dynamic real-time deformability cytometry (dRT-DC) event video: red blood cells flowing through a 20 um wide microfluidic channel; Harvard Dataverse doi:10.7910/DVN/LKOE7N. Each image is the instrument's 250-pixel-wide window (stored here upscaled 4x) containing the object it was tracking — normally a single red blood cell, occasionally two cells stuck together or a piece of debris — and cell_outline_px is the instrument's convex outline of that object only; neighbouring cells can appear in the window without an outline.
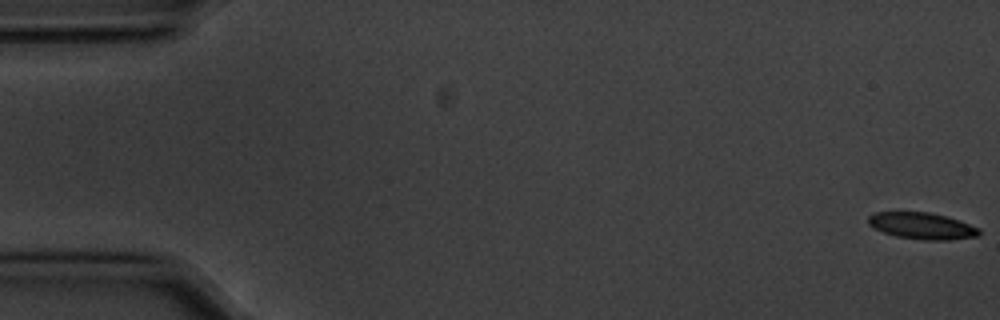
{"species": "common noctule bat (a hibernating species)", "species_latin": "Nyctalus noctula", "temperature_condition": "cold", "stored_images_in_passage": 56, "camera_frame_rate_fps": 3000, "um_per_image_px": 0.085, "animal": {"sex": "male", "body_mass_g": 20.1, "forearm_length_mm": 53.5}, "frame": {"image": 1, "passage_image": 1, "time_ms": 0.0, "image_size_px": [1000, 320], "cell_outline_px": [[980, 236], [948, 240], [928, 240], [896, 236], [872, 228], [868, 224], [868, 216], [872, 212], [928, 212], [948, 216], [960, 220], [980, 228]], "centroid_in_image_um": [78.38, 19.19], "position_along_channel_um": 6.6, "area_um2": 17.34}}
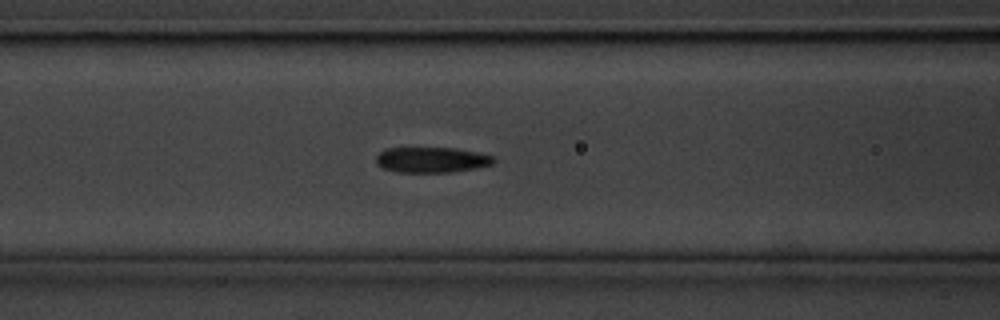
{"frame": {"image": 2, "passage_image": 23, "time_ms": 7.333, "image_size_px": [1000, 320], "cell_outline_px": [[496, 160], [492, 164], [452, 172], [396, 172], [380, 168], [376, 164], [376, 156], [380, 152], [388, 148], [452, 148], [476, 152], [492, 156]], "centroid_in_image_um": [36.62, 13.59], "position_along_channel_um": 130.0, "area_um2": 17.34}}
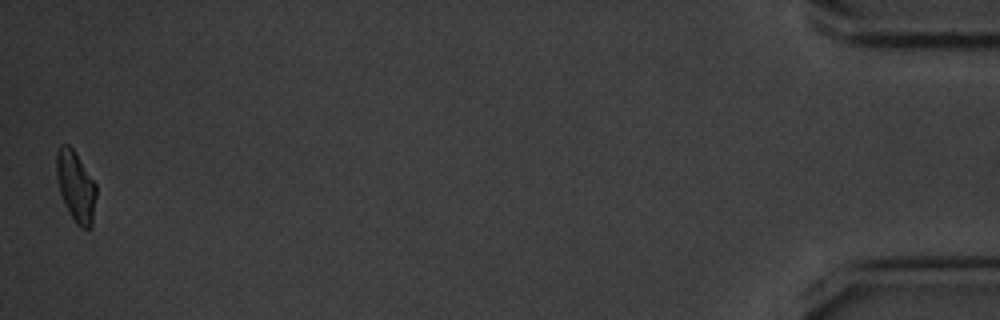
{"frame": {"image": 3, "passage_image": 56, "time_ms": 18.333, "image_size_px": [1000, 320], "cell_outline_px": [[96, 196], [92, 228], [80, 228], [76, 224], [68, 212], [60, 192], [56, 176], [56, 152], [60, 144], [68, 144], [72, 148], [96, 184]], "centroid_in_image_um": [6.44, 15.86], "position_along_channel_um": 428.8, "area_um2": 16.42}, "authors_computed_cell_mechanics": {"area_um2": 17.5134, "velocity_mm_per_s": 3.5588, "shape_relaxation_time_tau1_ms": 2.5116, "shape_relaxation_time_tau2_ms": 1.9472, "deformation_change_tau1": 0.1029, "deformation_change_tau2": 0.0766}}